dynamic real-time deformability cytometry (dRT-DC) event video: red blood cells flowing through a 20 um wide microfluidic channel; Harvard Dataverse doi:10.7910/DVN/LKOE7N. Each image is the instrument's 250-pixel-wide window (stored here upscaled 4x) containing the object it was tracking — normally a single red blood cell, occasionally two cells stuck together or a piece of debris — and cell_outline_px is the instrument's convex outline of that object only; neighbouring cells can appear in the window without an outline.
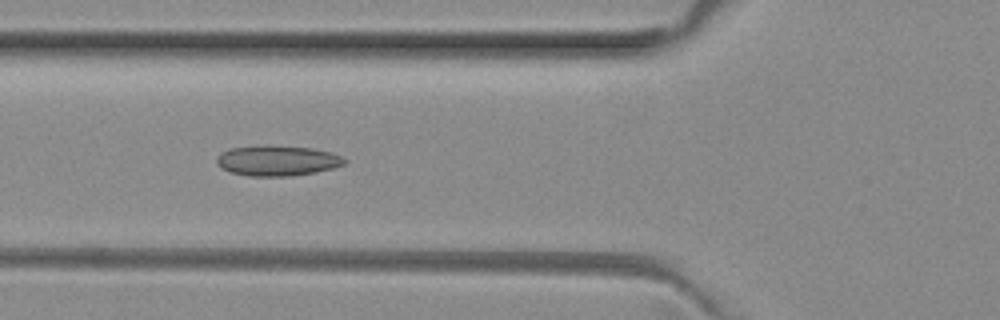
{"species": "common noctule bat (a hibernating species)", "species_latin": "Nyctalus noctula", "temperature_condition": "room temperature", "stored_images_in_passage": 6, "camera_frame_rate_fps": 3000, "um_per_image_px": 0.085, "animal": {"sex": "female", "body_mass_g": 29.2, "forearm_length_mm": 56.3}, "frame": {"image": 1, "passage_image": 3, "time_ms": 0.667, "image_size_px": [1000, 320], "cell_outline_px": [[348, 160], [344, 164], [332, 168], [316, 172], [292, 176], [248, 176], [232, 172], [220, 168], [216, 164], [216, 156], [220, 152], [232, 148], [260, 144], [312, 148], [332, 152]], "centroid_in_image_um": [23.53, 13.64], "position_along_channel_um": 102.3, "area_um2": 22.95}}
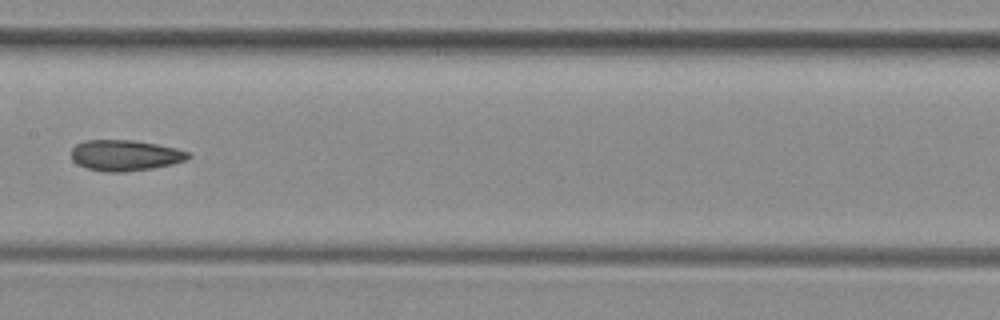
{"frame": {"image": 2, "passage_image": 5, "time_ms": 1.333, "image_size_px": [1000, 320], "cell_outline_px": [[192, 156], [184, 160], [172, 164], [152, 168], [124, 172], [108, 172], [84, 168], [76, 164], [72, 160], [72, 148], [76, 144], [84, 140], [132, 140], [156, 144], [176, 148], [188, 152]], "centroid_in_image_um": [10.59, 13.21], "position_along_channel_um": 196.8, "area_um2": 21.04}}
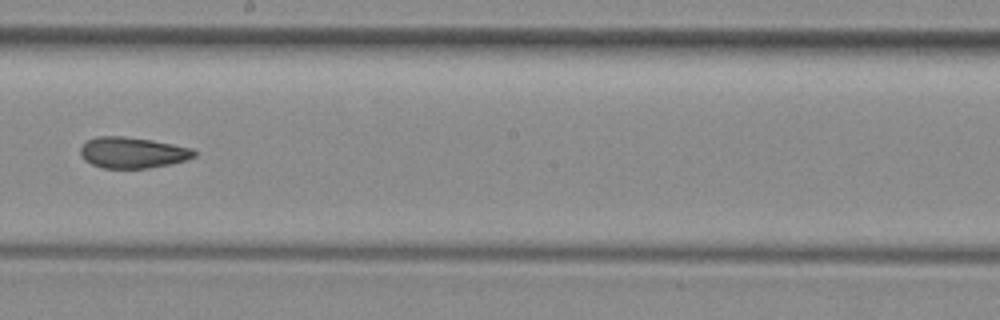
{"frame": {"image": 3, "passage_image": 6, "time_ms": 1.667, "image_size_px": [1000, 320], "cell_outline_px": [[196, 156], [188, 160], [148, 168], [104, 168], [92, 164], [84, 160], [80, 156], [80, 148], [88, 140], [96, 136], [124, 136], [152, 140], [192, 148], [196, 152]], "centroid_in_image_um": [11.26, 12.97], "position_along_channel_um": 236.9, "area_um2": 20.58}}